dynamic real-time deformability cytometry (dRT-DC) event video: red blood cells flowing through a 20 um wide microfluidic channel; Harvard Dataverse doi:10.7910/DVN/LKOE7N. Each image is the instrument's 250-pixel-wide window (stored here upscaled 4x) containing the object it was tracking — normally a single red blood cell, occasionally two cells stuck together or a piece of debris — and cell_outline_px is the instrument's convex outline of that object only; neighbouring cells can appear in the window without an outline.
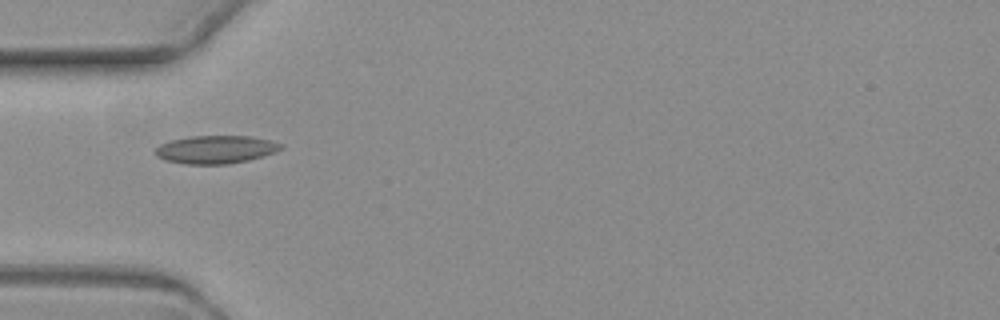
{"species": "common noctule bat (a hibernating species)", "species_latin": "Nyctalus noctula", "temperature_condition": "warm", "stored_images_in_passage": 2, "camera_frame_rate_fps": 3000, "um_per_image_px": 0.085, "animal": {"sex": "female", "body_mass_g": 19.3, "forearm_length_mm": 54.1}, "frame": {"image": 1, "passage_image": 1, "time_ms": 0.0, "image_size_px": [1000, 320], "cell_outline_px": [[284, 148], [276, 152], [264, 156], [248, 160], [228, 164], [184, 164], [164, 160], [156, 156], [156, 148], [160, 144], [172, 140], [192, 136], [252, 136], [272, 140], [284, 144]], "centroid_in_image_um": [18.4, 12.71], "position_along_channel_um": 66.6, "area_um2": 20.69}}
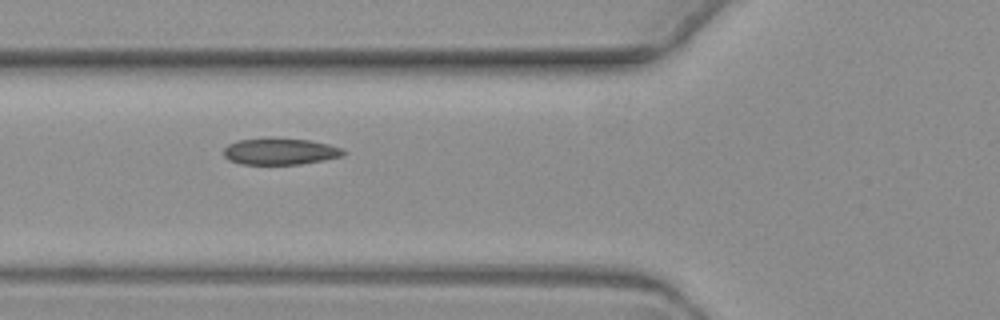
{"frame": {"image": 2, "passage_image": 2, "time_ms": 1.0, "image_size_px": [1000, 320], "cell_outline_px": [[348, 152], [344, 156], [324, 160], [300, 164], [240, 164], [228, 160], [224, 156], [224, 148], [228, 144], [236, 140], [308, 140], [328, 144], [344, 148]], "centroid_in_image_um": [23.86, 12.91], "position_along_channel_um": 101.9, "area_um2": 18.09}}